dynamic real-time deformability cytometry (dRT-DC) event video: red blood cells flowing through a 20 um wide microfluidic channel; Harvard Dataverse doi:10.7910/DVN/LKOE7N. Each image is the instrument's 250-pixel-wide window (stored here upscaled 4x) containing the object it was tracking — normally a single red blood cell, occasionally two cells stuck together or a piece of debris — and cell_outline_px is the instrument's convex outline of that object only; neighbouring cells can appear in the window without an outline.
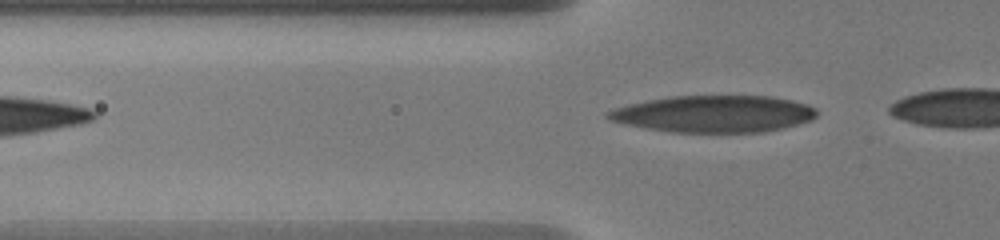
{"species": "human", "species_latin": "Homo sapiens", "temperature_condition": "warm", "stored_images_in_passage": 22, "camera_frame_rate_fps": 3000, "um_per_image_px": 0.085, "donor": {"sex": "male"}, "frame": {"image": 1, "passage_image": 7, "time_ms": 1.333, "image_size_px": [1000, 240], "cell_outline_px": [[816, 116], [812, 120], [784, 128], [764, 132], [672, 132], [644, 128], [624, 124], [608, 120], [604, 116], [604, 112], [612, 108], [628, 104], [668, 96], [772, 96], [792, 100], [808, 104], [816, 108]], "centroid_in_image_um": [60.64, 9.68], "position_along_channel_um": 65.2, "area_um2": 45.32}}
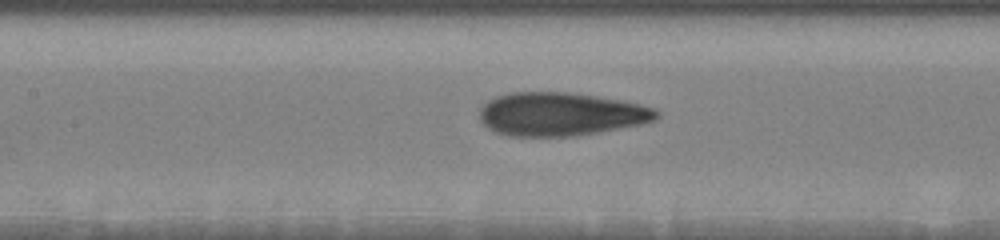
{"frame": {"image": 2, "passage_image": 15, "time_ms": 4.0, "image_size_px": [1000, 240], "cell_outline_px": [[660, 116], [656, 120], [640, 124], [596, 132], [572, 136], [508, 136], [496, 132], [488, 128], [480, 120], [480, 108], [488, 100], [496, 96], [512, 92], [568, 92], [624, 100], [656, 108], [660, 112]], "centroid_in_image_um": [47.67, 9.69], "position_along_channel_um": 159.7, "area_um2": 44.8}}
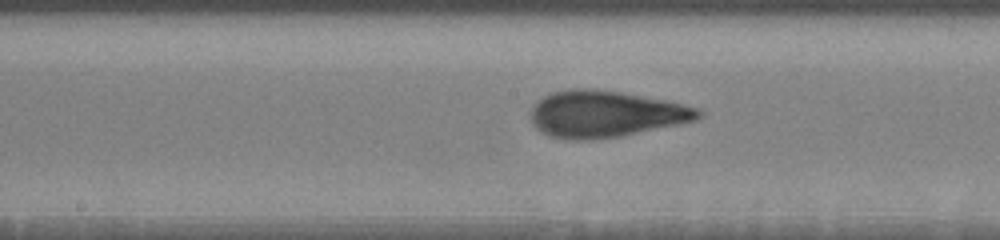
{"frame": {"image": 3, "passage_image": 20, "time_ms": 5.0, "image_size_px": [1000, 240], "cell_outline_px": [[704, 112], [696, 120], [620, 136], [592, 140], [568, 140], [548, 136], [540, 132], [532, 124], [532, 108], [536, 100], [552, 92], [568, 88], [592, 88], [620, 92], [664, 100], [684, 104], [700, 108]], "centroid_in_image_um": [51.42, 9.69], "position_along_channel_um": 196.8, "area_um2": 45.6}}